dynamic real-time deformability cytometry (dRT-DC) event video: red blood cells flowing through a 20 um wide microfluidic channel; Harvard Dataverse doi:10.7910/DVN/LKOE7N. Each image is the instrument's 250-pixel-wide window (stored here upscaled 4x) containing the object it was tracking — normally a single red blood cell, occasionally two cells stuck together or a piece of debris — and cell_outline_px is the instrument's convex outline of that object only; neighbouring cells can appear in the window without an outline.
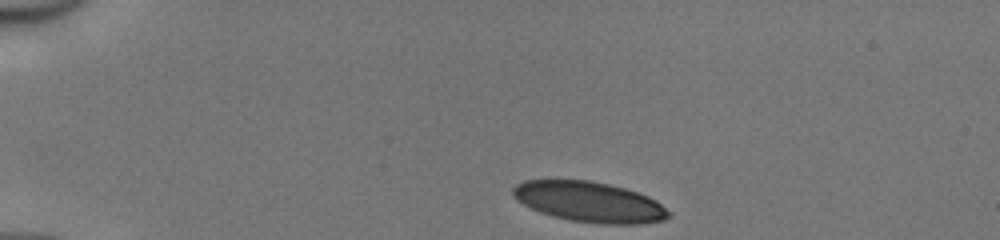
{"species": "human", "species_latin": "Homo sapiens", "temperature_condition": "cold", "stored_images_in_passage": 34, "camera_frame_rate_fps": 3000, "um_per_image_px": 0.085, "donor": {"sex": "male"}, "frame": {"image": 1, "passage_image": 1, "time_ms": 0.0, "image_size_px": [1000, 240], "cell_outline_px": [[672, 216], [664, 220], [640, 224], [604, 224], [572, 220], [552, 216], [540, 212], [516, 200], [512, 196], [512, 188], [516, 184], [524, 180], [588, 180], [608, 184], [624, 188], [648, 196], [656, 200]], "centroid_in_image_um": [50.08, 17.16], "position_along_channel_um": 34.9, "area_um2": 36.47}}
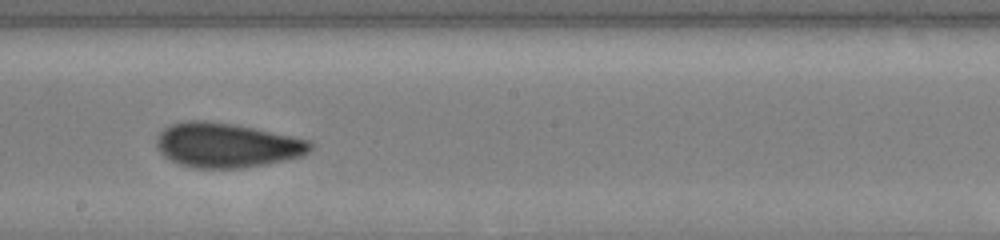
{"frame": {"image": 2, "passage_image": 20, "time_ms": 6.333, "image_size_px": [1000, 240], "cell_outline_px": [[316, 144], [304, 156], [244, 168], [196, 168], [180, 164], [164, 156], [160, 152], [156, 144], [156, 140], [160, 132], [164, 128], [172, 124], [184, 120], [208, 120], [232, 124], [312, 140]], "centroid_in_image_um": [19.3, 12.34], "position_along_channel_um": 228.9, "area_um2": 40.0}}
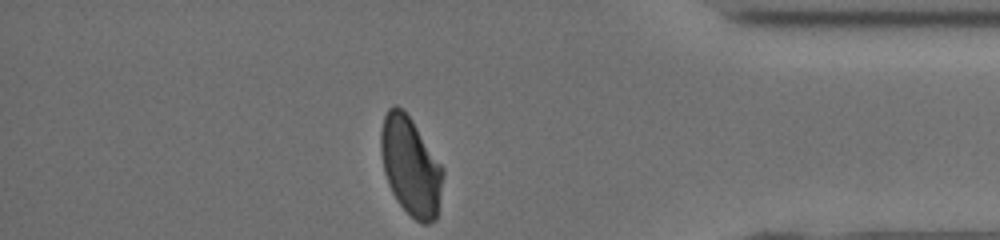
{"frame": {"image": 3, "passage_image": 34, "time_ms": 11.0, "image_size_px": [1000, 240], "cell_outline_px": [[444, 176], [436, 220], [428, 224], [424, 224], [416, 220], [396, 200], [388, 184], [384, 172], [380, 152], [380, 132], [384, 116], [388, 108], [392, 104], [396, 104], [412, 120], [444, 168]], "centroid_in_image_um": [34.9, 14.12], "position_along_channel_um": 400.3, "area_um2": 35.72}, "authors_computed_cell_mechanics": {"area_um2": 38.8127, "velocity_mm_per_s": 4.1582, "shape_relaxation_time_tau1_ms": 5.0246, "shape_relaxation_time_tau2_ms": 1.3088, "deformation_change_tau1": 0.1528, "deformation_change_tau2": 0.0773}}